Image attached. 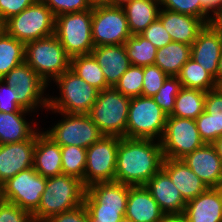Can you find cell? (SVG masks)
<instances>
[{"label": "cell", "instance_id": "cell-33", "mask_svg": "<svg viewBox=\"0 0 222 222\" xmlns=\"http://www.w3.org/2000/svg\"><path fill=\"white\" fill-rule=\"evenodd\" d=\"M25 62V43L7 32L0 37V79L10 70Z\"/></svg>", "mask_w": 222, "mask_h": 222}, {"label": "cell", "instance_id": "cell-21", "mask_svg": "<svg viewBox=\"0 0 222 222\" xmlns=\"http://www.w3.org/2000/svg\"><path fill=\"white\" fill-rule=\"evenodd\" d=\"M165 214H183L186 202L161 168L145 185Z\"/></svg>", "mask_w": 222, "mask_h": 222}, {"label": "cell", "instance_id": "cell-8", "mask_svg": "<svg viewBox=\"0 0 222 222\" xmlns=\"http://www.w3.org/2000/svg\"><path fill=\"white\" fill-rule=\"evenodd\" d=\"M91 27L92 9L56 17L55 35L71 58L91 54L95 47Z\"/></svg>", "mask_w": 222, "mask_h": 222}, {"label": "cell", "instance_id": "cell-36", "mask_svg": "<svg viewBox=\"0 0 222 222\" xmlns=\"http://www.w3.org/2000/svg\"><path fill=\"white\" fill-rule=\"evenodd\" d=\"M143 67L131 65L120 77L115 89L124 96L138 97L142 95Z\"/></svg>", "mask_w": 222, "mask_h": 222}, {"label": "cell", "instance_id": "cell-56", "mask_svg": "<svg viewBox=\"0 0 222 222\" xmlns=\"http://www.w3.org/2000/svg\"><path fill=\"white\" fill-rule=\"evenodd\" d=\"M218 87L222 90V82L218 85Z\"/></svg>", "mask_w": 222, "mask_h": 222}, {"label": "cell", "instance_id": "cell-16", "mask_svg": "<svg viewBox=\"0 0 222 222\" xmlns=\"http://www.w3.org/2000/svg\"><path fill=\"white\" fill-rule=\"evenodd\" d=\"M181 160L208 188L221 185L222 161L213 144L205 143Z\"/></svg>", "mask_w": 222, "mask_h": 222}, {"label": "cell", "instance_id": "cell-41", "mask_svg": "<svg viewBox=\"0 0 222 222\" xmlns=\"http://www.w3.org/2000/svg\"><path fill=\"white\" fill-rule=\"evenodd\" d=\"M0 222H35L33 214L0 199Z\"/></svg>", "mask_w": 222, "mask_h": 222}, {"label": "cell", "instance_id": "cell-52", "mask_svg": "<svg viewBox=\"0 0 222 222\" xmlns=\"http://www.w3.org/2000/svg\"><path fill=\"white\" fill-rule=\"evenodd\" d=\"M222 82V54L220 60L218 62V70H217V85Z\"/></svg>", "mask_w": 222, "mask_h": 222}, {"label": "cell", "instance_id": "cell-27", "mask_svg": "<svg viewBox=\"0 0 222 222\" xmlns=\"http://www.w3.org/2000/svg\"><path fill=\"white\" fill-rule=\"evenodd\" d=\"M159 4L160 0H133L123 7L132 35L141 34L158 18Z\"/></svg>", "mask_w": 222, "mask_h": 222}, {"label": "cell", "instance_id": "cell-45", "mask_svg": "<svg viewBox=\"0 0 222 222\" xmlns=\"http://www.w3.org/2000/svg\"><path fill=\"white\" fill-rule=\"evenodd\" d=\"M36 1L37 0H0V18L6 21Z\"/></svg>", "mask_w": 222, "mask_h": 222}, {"label": "cell", "instance_id": "cell-18", "mask_svg": "<svg viewBox=\"0 0 222 222\" xmlns=\"http://www.w3.org/2000/svg\"><path fill=\"white\" fill-rule=\"evenodd\" d=\"M158 19L170 34L172 41L192 45L198 33L206 23L201 19L187 14L160 9Z\"/></svg>", "mask_w": 222, "mask_h": 222}, {"label": "cell", "instance_id": "cell-38", "mask_svg": "<svg viewBox=\"0 0 222 222\" xmlns=\"http://www.w3.org/2000/svg\"><path fill=\"white\" fill-rule=\"evenodd\" d=\"M160 5L173 12L201 18L206 24H210L212 19V16L209 17V12L201 5L200 0H160Z\"/></svg>", "mask_w": 222, "mask_h": 222}, {"label": "cell", "instance_id": "cell-46", "mask_svg": "<svg viewBox=\"0 0 222 222\" xmlns=\"http://www.w3.org/2000/svg\"><path fill=\"white\" fill-rule=\"evenodd\" d=\"M45 222H88V212L85 205L81 204L72 210L53 215Z\"/></svg>", "mask_w": 222, "mask_h": 222}, {"label": "cell", "instance_id": "cell-5", "mask_svg": "<svg viewBox=\"0 0 222 222\" xmlns=\"http://www.w3.org/2000/svg\"><path fill=\"white\" fill-rule=\"evenodd\" d=\"M61 96L48 99V108L57 113L88 114L95 103L99 90L80 78L71 69L55 79Z\"/></svg>", "mask_w": 222, "mask_h": 222}, {"label": "cell", "instance_id": "cell-7", "mask_svg": "<svg viewBox=\"0 0 222 222\" xmlns=\"http://www.w3.org/2000/svg\"><path fill=\"white\" fill-rule=\"evenodd\" d=\"M55 23L54 13L45 3L37 0L6 20V32L26 44L55 34Z\"/></svg>", "mask_w": 222, "mask_h": 222}, {"label": "cell", "instance_id": "cell-50", "mask_svg": "<svg viewBox=\"0 0 222 222\" xmlns=\"http://www.w3.org/2000/svg\"><path fill=\"white\" fill-rule=\"evenodd\" d=\"M92 8L100 6H112V0H88Z\"/></svg>", "mask_w": 222, "mask_h": 222}, {"label": "cell", "instance_id": "cell-3", "mask_svg": "<svg viewBox=\"0 0 222 222\" xmlns=\"http://www.w3.org/2000/svg\"><path fill=\"white\" fill-rule=\"evenodd\" d=\"M130 97L124 96L114 87L98 92L88 116L103 135L126 137V125Z\"/></svg>", "mask_w": 222, "mask_h": 222}, {"label": "cell", "instance_id": "cell-12", "mask_svg": "<svg viewBox=\"0 0 222 222\" xmlns=\"http://www.w3.org/2000/svg\"><path fill=\"white\" fill-rule=\"evenodd\" d=\"M92 41L95 47L125 44L132 35L122 7L92 8Z\"/></svg>", "mask_w": 222, "mask_h": 222}, {"label": "cell", "instance_id": "cell-26", "mask_svg": "<svg viewBox=\"0 0 222 222\" xmlns=\"http://www.w3.org/2000/svg\"><path fill=\"white\" fill-rule=\"evenodd\" d=\"M33 167L45 178L62 174L61 146L45 132H37Z\"/></svg>", "mask_w": 222, "mask_h": 222}, {"label": "cell", "instance_id": "cell-47", "mask_svg": "<svg viewBox=\"0 0 222 222\" xmlns=\"http://www.w3.org/2000/svg\"><path fill=\"white\" fill-rule=\"evenodd\" d=\"M201 5L208 11L217 13L222 9V0H200Z\"/></svg>", "mask_w": 222, "mask_h": 222}, {"label": "cell", "instance_id": "cell-6", "mask_svg": "<svg viewBox=\"0 0 222 222\" xmlns=\"http://www.w3.org/2000/svg\"><path fill=\"white\" fill-rule=\"evenodd\" d=\"M167 115L152 97L130 98L126 125V138L161 140L166 127Z\"/></svg>", "mask_w": 222, "mask_h": 222}, {"label": "cell", "instance_id": "cell-57", "mask_svg": "<svg viewBox=\"0 0 222 222\" xmlns=\"http://www.w3.org/2000/svg\"><path fill=\"white\" fill-rule=\"evenodd\" d=\"M218 188L220 189V191L222 193V183H221V185Z\"/></svg>", "mask_w": 222, "mask_h": 222}, {"label": "cell", "instance_id": "cell-32", "mask_svg": "<svg viewBox=\"0 0 222 222\" xmlns=\"http://www.w3.org/2000/svg\"><path fill=\"white\" fill-rule=\"evenodd\" d=\"M70 69L99 91L109 88L104 73L92 54L72 57Z\"/></svg>", "mask_w": 222, "mask_h": 222}, {"label": "cell", "instance_id": "cell-22", "mask_svg": "<svg viewBox=\"0 0 222 222\" xmlns=\"http://www.w3.org/2000/svg\"><path fill=\"white\" fill-rule=\"evenodd\" d=\"M129 185L120 182H99L86 188L85 207H111L126 210Z\"/></svg>", "mask_w": 222, "mask_h": 222}, {"label": "cell", "instance_id": "cell-34", "mask_svg": "<svg viewBox=\"0 0 222 222\" xmlns=\"http://www.w3.org/2000/svg\"><path fill=\"white\" fill-rule=\"evenodd\" d=\"M124 47L131 65H154L157 48L141 34L131 35Z\"/></svg>", "mask_w": 222, "mask_h": 222}, {"label": "cell", "instance_id": "cell-20", "mask_svg": "<svg viewBox=\"0 0 222 222\" xmlns=\"http://www.w3.org/2000/svg\"><path fill=\"white\" fill-rule=\"evenodd\" d=\"M184 217L188 222H222V193L218 187L207 188L188 201Z\"/></svg>", "mask_w": 222, "mask_h": 222}, {"label": "cell", "instance_id": "cell-11", "mask_svg": "<svg viewBox=\"0 0 222 222\" xmlns=\"http://www.w3.org/2000/svg\"><path fill=\"white\" fill-rule=\"evenodd\" d=\"M120 137L103 135L86 149L84 186L115 181L117 150Z\"/></svg>", "mask_w": 222, "mask_h": 222}, {"label": "cell", "instance_id": "cell-29", "mask_svg": "<svg viewBox=\"0 0 222 222\" xmlns=\"http://www.w3.org/2000/svg\"><path fill=\"white\" fill-rule=\"evenodd\" d=\"M26 112L5 113L0 111V144L18 143L30 139L36 132L26 122Z\"/></svg>", "mask_w": 222, "mask_h": 222}, {"label": "cell", "instance_id": "cell-25", "mask_svg": "<svg viewBox=\"0 0 222 222\" xmlns=\"http://www.w3.org/2000/svg\"><path fill=\"white\" fill-rule=\"evenodd\" d=\"M162 169L169 175L186 203L208 188L181 159L164 158Z\"/></svg>", "mask_w": 222, "mask_h": 222}, {"label": "cell", "instance_id": "cell-2", "mask_svg": "<svg viewBox=\"0 0 222 222\" xmlns=\"http://www.w3.org/2000/svg\"><path fill=\"white\" fill-rule=\"evenodd\" d=\"M86 187L70 175L47 178L38 209L33 213L35 222H45L51 216L72 210L84 203Z\"/></svg>", "mask_w": 222, "mask_h": 222}, {"label": "cell", "instance_id": "cell-54", "mask_svg": "<svg viewBox=\"0 0 222 222\" xmlns=\"http://www.w3.org/2000/svg\"><path fill=\"white\" fill-rule=\"evenodd\" d=\"M6 33V21L0 18V37Z\"/></svg>", "mask_w": 222, "mask_h": 222}, {"label": "cell", "instance_id": "cell-44", "mask_svg": "<svg viewBox=\"0 0 222 222\" xmlns=\"http://www.w3.org/2000/svg\"><path fill=\"white\" fill-rule=\"evenodd\" d=\"M4 84V85H3ZM5 86V87H4ZM4 91V92H3ZM3 92V93H2ZM0 111L5 113L27 112L17 103V92L0 79Z\"/></svg>", "mask_w": 222, "mask_h": 222}, {"label": "cell", "instance_id": "cell-49", "mask_svg": "<svg viewBox=\"0 0 222 222\" xmlns=\"http://www.w3.org/2000/svg\"><path fill=\"white\" fill-rule=\"evenodd\" d=\"M157 222H188L183 214H165Z\"/></svg>", "mask_w": 222, "mask_h": 222}, {"label": "cell", "instance_id": "cell-31", "mask_svg": "<svg viewBox=\"0 0 222 222\" xmlns=\"http://www.w3.org/2000/svg\"><path fill=\"white\" fill-rule=\"evenodd\" d=\"M178 78L183 88L208 92L218 87L215 78L193 58L182 66Z\"/></svg>", "mask_w": 222, "mask_h": 222}, {"label": "cell", "instance_id": "cell-51", "mask_svg": "<svg viewBox=\"0 0 222 222\" xmlns=\"http://www.w3.org/2000/svg\"><path fill=\"white\" fill-rule=\"evenodd\" d=\"M212 144L216 148L217 154L222 161V136L218 137Z\"/></svg>", "mask_w": 222, "mask_h": 222}, {"label": "cell", "instance_id": "cell-55", "mask_svg": "<svg viewBox=\"0 0 222 222\" xmlns=\"http://www.w3.org/2000/svg\"><path fill=\"white\" fill-rule=\"evenodd\" d=\"M118 222H133V221L124 216Z\"/></svg>", "mask_w": 222, "mask_h": 222}, {"label": "cell", "instance_id": "cell-40", "mask_svg": "<svg viewBox=\"0 0 222 222\" xmlns=\"http://www.w3.org/2000/svg\"><path fill=\"white\" fill-rule=\"evenodd\" d=\"M54 13L55 17L73 12L90 10L92 7L88 0H41Z\"/></svg>", "mask_w": 222, "mask_h": 222}, {"label": "cell", "instance_id": "cell-14", "mask_svg": "<svg viewBox=\"0 0 222 222\" xmlns=\"http://www.w3.org/2000/svg\"><path fill=\"white\" fill-rule=\"evenodd\" d=\"M1 79L16 90L17 103L22 109L30 112L40 106L38 104L48 108L49 98L42 97L48 84L26 62L10 70Z\"/></svg>", "mask_w": 222, "mask_h": 222}, {"label": "cell", "instance_id": "cell-13", "mask_svg": "<svg viewBox=\"0 0 222 222\" xmlns=\"http://www.w3.org/2000/svg\"><path fill=\"white\" fill-rule=\"evenodd\" d=\"M64 114V120L45 133L60 146L90 147L103 134L88 114Z\"/></svg>", "mask_w": 222, "mask_h": 222}, {"label": "cell", "instance_id": "cell-42", "mask_svg": "<svg viewBox=\"0 0 222 222\" xmlns=\"http://www.w3.org/2000/svg\"><path fill=\"white\" fill-rule=\"evenodd\" d=\"M141 35L150 41L157 49H160L170 42L172 38L168 31L162 25V22L157 18L152 22Z\"/></svg>", "mask_w": 222, "mask_h": 222}, {"label": "cell", "instance_id": "cell-9", "mask_svg": "<svg viewBox=\"0 0 222 222\" xmlns=\"http://www.w3.org/2000/svg\"><path fill=\"white\" fill-rule=\"evenodd\" d=\"M161 142L164 158L182 159L202 147L195 119L167 116L166 127Z\"/></svg>", "mask_w": 222, "mask_h": 222}, {"label": "cell", "instance_id": "cell-39", "mask_svg": "<svg viewBox=\"0 0 222 222\" xmlns=\"http://www.w3.org/2000/svg\"><path fill=\"white\" fill-rule=\"evenodd\" d=\"M168 77L158 66H143V87L142 96H154L164 84Z\"/></svg>", "mask_w": 222, "mask_h": 222}, {"label": "cell", "instance_id": "cell-10", "mask_svg": "<svg viewBox=\"0 0 222 222\" xmlns=\"http://www.w3.org/2000/svg\"><path fill=\"white\" fill-rule=\"evenodd\" d=\"M46 182L47 178L31 167L19 172L1 185L0 199L33 214L38 209Z\"/></svg>", "mask_w": 222, "mask_h": 222}, {"label": "cell", "instance_id": "cell-28", "mask_svg": "<svg viewBox=\"0 0 222 222\" xmlns=\"http://www.w3.org/2000/svg\"><path fill=\"white\" fill-rule=\"evenodd\" d=\"M191 58V46L172 41L157 49L154 65L168 76H178L182 66Z\"/></svg>", "mask_w": 222, "mask_h": 222}, {"label": "cell", "instance_id": "cell-30", "mask_svg": "<svg viewBox=\"0 0 222 222\" xmlns=\"http://www.w3.org/2000/svg\"><path fill=\"white\" fill-rule=\"evenodd\" d=\"M206 92L181 88L170 116L196 119L205 110Z\"/></svg>", "mask_w": 222, "mask_h": 222}, {"label": "cell", "instance_id": "cell-43", "mask_svg": "<svg viewBox=\"0 0 222 222\" xmlns=\"http://www.w3.org/2000/svg\"><path fill=\"white\" fill-rule=\"evenodd\" d=\"M88 222H118L126 210L111 207H86Z\"/></svg>", "mask_w": 222, "mask_h": 222}, {"label": "cell", "instance_id": "cell-15", "mask_svg": "<svg viewBox=\"0 0 222 222\" xmlns=\"http://www.w3.org/2000/svg\"><path fill=\"white\" fill-rule=\"evenodd\" d=\"M37 132L28 140L0 144V184L34 165Z\"/></svg>", "mask_w": 222, "mask_h": 222}, {"label": "cell", "instance_id": "cell-23", "mask_svg": "<svg viewBox=\"0 0 222 222\" xmlns=\"http://www.w3.org/2000/svg\"><path fill=\"white\" fill-rule=\"evenodd\" d=\"M91 54L97 60L109 87H115L131 66L124 44L94 47Z\"/></svg>", "mask_w": 222, "mask_h": 222}, {"label": "cell", "instance_id": "cell-4", "mask_svg": "<svg viewBox=\"0 0 222 222\" xmlns=\"http://www.w3.org/2000/svg\"><path fill=\"white\" fill-rule=\"evenodd\" d=\"M25 62L48 84L70 69L71 57L55 34L27 42ZM49 79V80H48Z\"/></svg>", "mask_w": 222, "mask_h": 222}, {"label": "cell", "instance_id": "cell-24", "mask_svg": "<svg viewBox=\"0 0 222 222\" xmlns=\"http://www.w3.org/2000/svg\"><path fill=\"white\" fill-rule=\"evenodd\" d=\"M164 215L145 186H130L125 217L133 222H157Z\"/></svg>", "mask_w": 222, "mask_h": 222}, {"label": "cell", "instance_id": "cell-48", "mask_svg": "<svg viewBox=\"0 0 222 222\" xmlns=\"http://www.w3.org/2000/svg\"><path fill=\"white\" fill-rule=\"evenodd\" d=\"M210 24L222 38V9L213 15Z\"/></svg>", "mask_w": 222, "mask_h": 222}, {"label": "cell", "instance_id": "cell-1", "mask_svg": "<svg viewBox=\"0 0 222 222\" xmlns=\"http://www.w3.org/2000/svg\"><path fill=\"white\" fill-rule=\"evenodd\" d=\"M122 137L117 150L115 181L129 186H145L162 168L164 155L160 140Z\"/></svg>", "mask_w": 222, "mask_h": 222}, {"label": "cell", "instance_id": "cell-37", "mask_svg": "<svg viewBox=\"0 0 222 222\" xmlns=\"http://www.w3.org/2000/svg\"><path fill=\"white\" fill-rule=\"evenodd\" d=\"M182 88L178 76H168L160 90L152 96L162 111L170 116L174 110L176 96Z\"/></svg>", "mask_w": 222, "mask_h": 222}, {"label": "cell", "instance_id": "cell-17", "mask_svg": "<svg viewBox=\"0 0 222 222\" xmlns=\"http://www.w3.org/2000/svg\"><path fill=\"white\" fill-rule=\"evenodd\" d=\"M221 54L222 38L211 24H206L191 45V58L208 71L215 78L216 83Z\"/></svg>", "mask_w": 222, "mask_h": 222}, {"label": "cell", "instance_id": "cell-35", "mask_svg": "<svg viewBox=\"0 0 222 222\" xmlns=\"http://www.w3.org/2000/svg\"><path fill=\"white\" fill-rule=\"evenodd\" d=\"M62 174L80 179L84 184L86 167V148L78 146H61Z\"/></svg>", "mask_w": 222, "mask_h": 222}, {"label": "cell", "instance_id": "cell-19", "mask_svg": "<svg viewBox=\"0 0 222 222\" xmlns=\"http://www.w3.org/2000/svg\"><path fill=\"white\" fill-rule=\"evenodd\" d=\"M195 122L204 143L212 144L222 136V90L219 87L206 92L205 110Z\"/></svg>", "mask_w": 222, "mask_h": 222}, {"label": "cell", "instance_id": "cell-53", "mask_svg": "<svg viewBox=\"0 0 222 222\" xmlns=\"http://www.w3.org/2000/svg\"><path fill=\"white\" fill-rule=\"evenodd\" d=\"M133 0H112V6L124 7L126 4L131 3Z\"/></svg>", "mask_w": 222, "mask_h": 222}]
</instances>
